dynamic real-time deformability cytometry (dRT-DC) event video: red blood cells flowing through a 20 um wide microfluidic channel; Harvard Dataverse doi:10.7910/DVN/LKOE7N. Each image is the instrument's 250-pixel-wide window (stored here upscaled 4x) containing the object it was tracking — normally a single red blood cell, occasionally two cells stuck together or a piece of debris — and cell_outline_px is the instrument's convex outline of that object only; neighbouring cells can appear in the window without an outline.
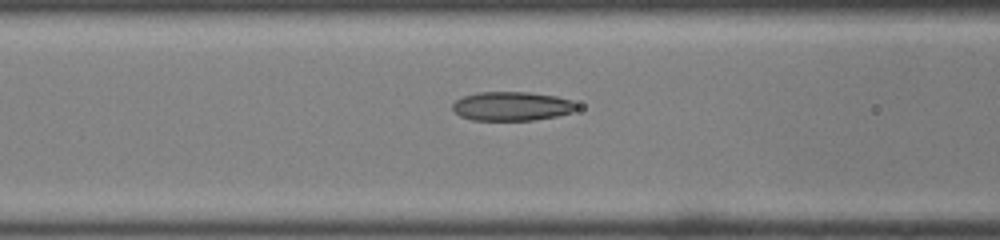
{"species": "common noctule bat (a hibernating species)", "species_latin": "Nyctalus noctula", "temperature_condition": "room temperature", "stored_images_in_passage": 15, "camera_frame_rate_fps": 3000, "um_per_image_px": 0.085, "animal": {"sex": "male", "body_mass_g": 19.0, "forearm_length_mm": 50.8}, "frame": {"image": 1, "passage_image": 14, "time_ms": 4.333, "image_size_px": [1000, 240], "cell_outline_px": [[576, 108], [572, 112], [556, 116], [532, 120], [472, 120], [460, 116], [452, 108], [452, 104], [456, 100], [464, 96], [476, 92], [528, 92], [556, 96], [572, 100], [576, 104]], "centroid_in_image_um": [43.49, 9.02], "position_along_channel_um": 123.1, "area_um2": 20.92}}